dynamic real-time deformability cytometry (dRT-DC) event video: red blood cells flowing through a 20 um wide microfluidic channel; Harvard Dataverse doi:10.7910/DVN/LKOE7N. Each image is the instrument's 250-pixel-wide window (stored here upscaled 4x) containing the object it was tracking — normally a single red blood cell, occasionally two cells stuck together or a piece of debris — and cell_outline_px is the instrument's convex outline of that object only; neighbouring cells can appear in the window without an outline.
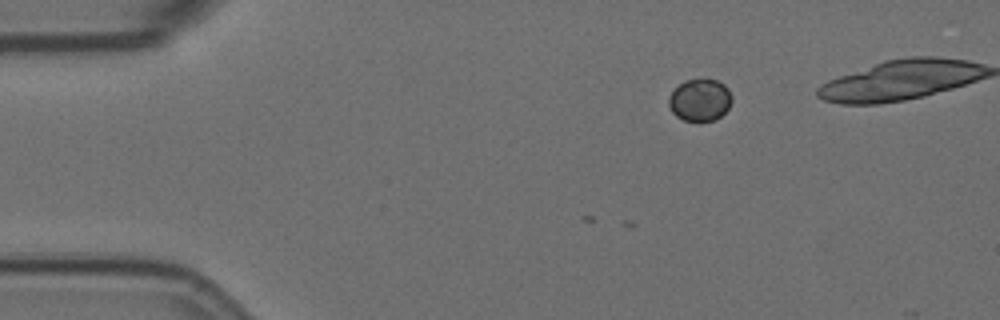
{"species": "Egyptian fruit bat (a non-hibernating species)", "species_latin": "Rousettus aegyptiacus", "temperature_condition": "room temperature", "stored_images_in_passage": 2, "camera_frame_rate_fps": 3000, "um_per_image_px": 0.085, "animal": {"sex": "female"}, "frame": {"image": 1, "passage_image": 2, "time_ms": 0.333, "image_size_px": [1000, 320], "cell_outline_px": [[732, 100], [728, 108], [716, 120], [684, 120], [676, 116], [672, 112], [668, 104], [668, 96], [684, 80], [700, 76], [716, 80], [724, 84], [728, 88], [732, 96]], "centroid_in_image_um": [59.49, 8.45], "position_along_channel_um": 25.5, "area_um2": 15.78}}